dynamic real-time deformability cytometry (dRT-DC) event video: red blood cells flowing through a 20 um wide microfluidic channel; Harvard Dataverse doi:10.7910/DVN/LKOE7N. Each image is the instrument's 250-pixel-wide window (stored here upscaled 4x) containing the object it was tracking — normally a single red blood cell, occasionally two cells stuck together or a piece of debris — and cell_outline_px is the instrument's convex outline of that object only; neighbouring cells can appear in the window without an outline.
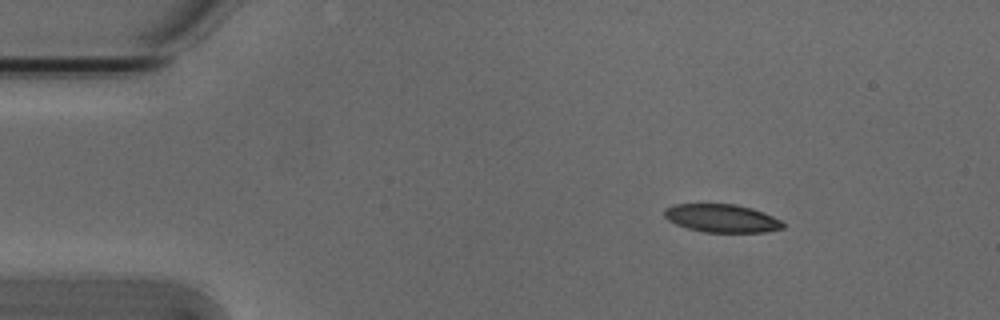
{"species": "Egyptian fruit bat (a non-hibernating species)", "species_latin": "Rousettus aegyptiacus", "temperature_condition": "cold", "stored_images_in_passage": 4, "camera_frame_rate_fps": 3000, "um_per_image_px": 0.085, "animal": {"sex": "male"}, "frame": {"image": 1, "passage_image": 2, "time_ms": 0.333, "image_size_px": [1000, 320], "cell_outline_px": [[784, 228], [764, 232], [704, 232], [688, 228], [676, 224], [668, 220], [664, 216], [664, 208], [672, 204], [736, 204], [752, 208], [772, 216], [780, 220], [784, 224]], "centroid_in_image_um": [61.32, 18.55], "position_along_channel_um": 23.7, "area_um2": 19.42}}